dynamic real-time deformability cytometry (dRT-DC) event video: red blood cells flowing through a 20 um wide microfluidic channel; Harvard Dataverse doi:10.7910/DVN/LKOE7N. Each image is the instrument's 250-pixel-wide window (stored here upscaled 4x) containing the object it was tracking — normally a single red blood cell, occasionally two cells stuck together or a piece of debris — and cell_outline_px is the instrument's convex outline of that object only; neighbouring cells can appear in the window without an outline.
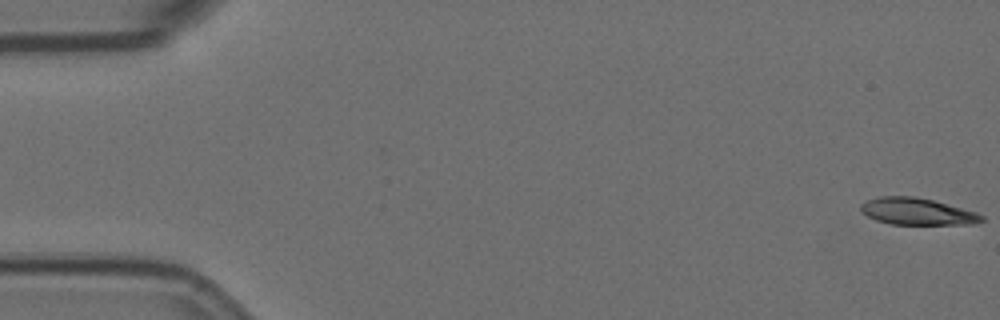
{"species": "Egyptian fruit bat (a non-hibernating species)", "species_latin": "Rousettus aegyptiacus", "temperature_condition": "room temperature", "stored_images_in_passage": 29, "camera_frame_rate_fps": 3000, "um_per_image_px": 0.085, "animal": {"sex": "female"}, "frame": {"image": 1, "passage_image": 1, "time_ms": 0.0, "image_size_px": [1000, 320], "cell_outline_px": [[984, 220], [972, 224], [892, 224], [876, 220], [860, 212], [860, 204], [868, 200], [880, 196], [916, 196], [932, 200], [976, 212], [984, 216]], "centroid_in_image_um": [77.93, 17.97], "position_along_channel_um": 7.1, "area_um2": 18.79}}
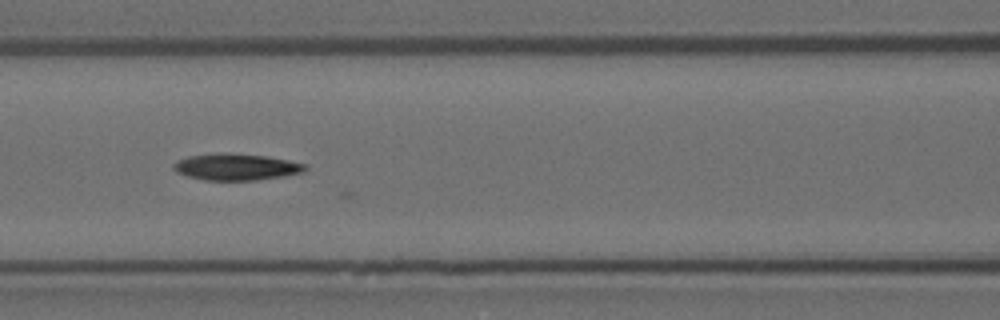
{"frame": {"image": 2, "passage_image": 25, "time_ms": 8.0, "image_size_px": [1000, 320], "cell_outline_px": [[308, 168], [304, 172], [284, 176], [256, 180], [204, 180], [188, 176], [176, 172], [172, 168], [172, 164], [188, 156], [264, 156], [288, 160], [308, 164]], "centroid_in_image_um": [20.15, 14.25], "position_along_channel_um": 146.4, "area_um2": 19.31}}
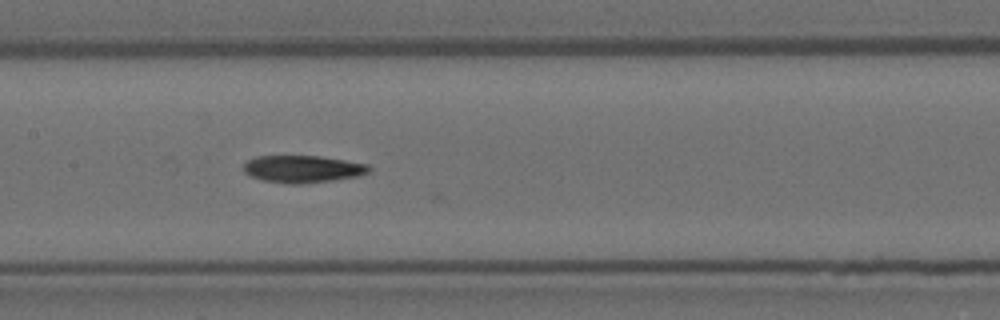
{"frame": {"image": 3, "passage_image": 28, "time_ms": 9.0, "image_size_px": [1000, 320], "cell_outline_px": [[372, 168], [368, 172], [360, 176], [332, 180], [300, 184], [288, 184], [264, 180], [252, 176], [244, 172], [244, 164], [248, 160], [256, 156], [320, 156], [368, 164]], "centroid_in_image_um": [25.75, 14.36], "position_along_channel_um": 181.6, "area_um2": 19.83}}